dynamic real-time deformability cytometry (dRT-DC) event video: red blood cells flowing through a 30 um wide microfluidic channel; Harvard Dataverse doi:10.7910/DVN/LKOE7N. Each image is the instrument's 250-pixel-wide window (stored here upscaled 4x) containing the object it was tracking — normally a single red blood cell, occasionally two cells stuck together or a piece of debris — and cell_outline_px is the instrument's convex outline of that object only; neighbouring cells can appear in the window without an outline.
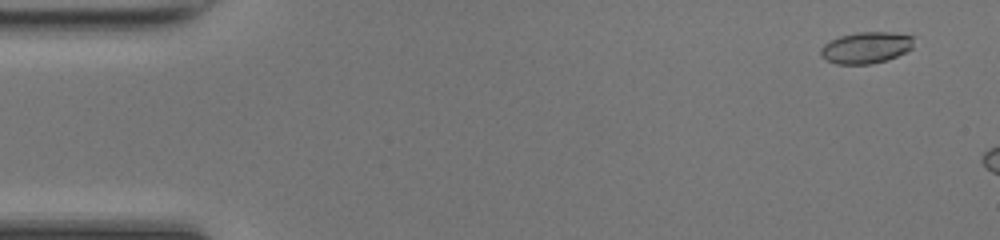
{"species": "common noctule bat (a hibernating species)", "species_latin": "Nyctalus noctula", "temperature_condition": "room temperature", "stored_images_in_passage": 9, "camera_frame_rate_fps": 3000, "um_per_image_px": 0.085, "animal": {"sex": "female", "body_mass_g": 17.0, "forearm_length_mm": 48.0}, "frame": {"image": 1, "passage_image": 3, "time_ms": 0.667, "image_size_px": [1000, 240], "cell_outline_px": [[912, 48], [888, 60], [872, 64], [836, 64], [820, 56], [820, 48], [824, 44], [840, 36], [860, 32], [888, 32], [912, 36]], "centroid_in_image_um": [73.58, 4.06], "position_along_channel_um": 11.4, "area_um2": 16.88}}